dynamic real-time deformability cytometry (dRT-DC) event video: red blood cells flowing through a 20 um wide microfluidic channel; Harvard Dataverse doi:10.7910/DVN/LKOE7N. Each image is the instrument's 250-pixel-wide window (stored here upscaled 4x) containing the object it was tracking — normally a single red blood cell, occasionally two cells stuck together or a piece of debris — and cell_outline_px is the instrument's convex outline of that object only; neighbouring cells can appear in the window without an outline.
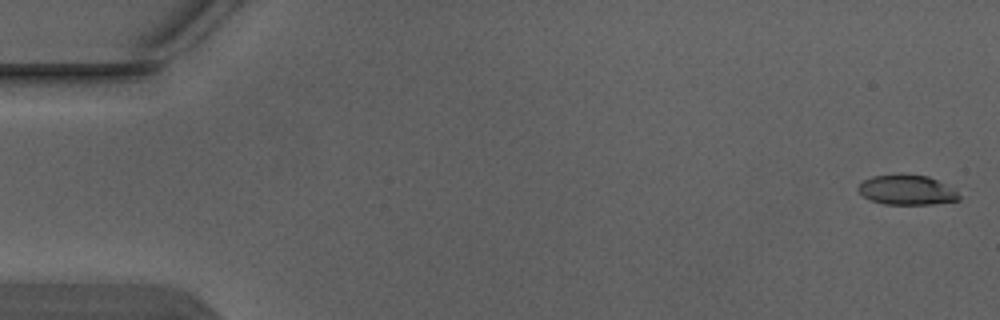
{"species": "Egyptian fruit bat (a non-hibernating species)", "species_latin": "Rousettus aegyptiacus", "temperature_condition": "warm", "stored_images_in_passage": 4, "camera_frame_rate_fps": 3000, "um_per_image_px": 0.085, "animal": {"sex": "male"}, "frame": {"image": 1, "passage_image": 1, "time_ms": 0.0, "image_size_px": [1000, 320], "cell_outline_px": [[960, 200], [932, 204], [884, 204], [872, 200], [864, 196], [856, 188], [864, 180], [872, 176], [900, 172], [928, 176], [936, 180], [956, 192], [960, 196]], "centroid_in_image_um": [77.03, 16.12], "position_along_channel_um": 8.0, "area_um2": 17.57}}
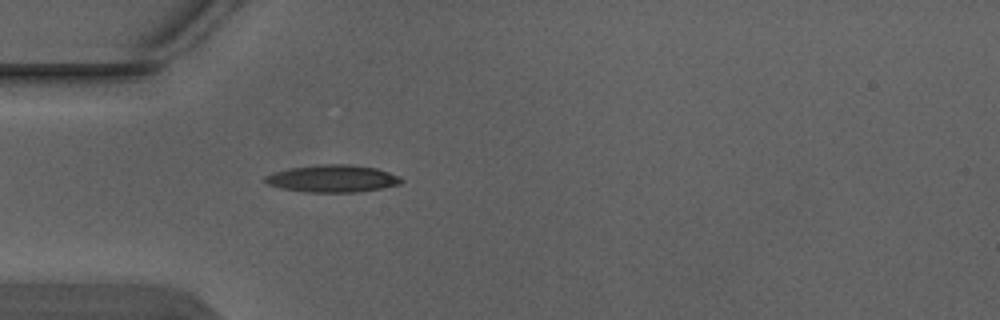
{"frame": {"image": 2, "passage_image": 4, "time_ms": 1.0, "image_size_px": [1000, 320], "cell_outline_px": [[404, 180], [400, 184], [380, 188], [356, 192], [304, 192], [284, 188], [268, 184], [264, 180], [264, 176], [288, 168], [320, 164], [348, 164], [376, 168], [400, 176]], "centroid_in_image_um": [28.28, 15.17], "position_along_channel_um": 56.7, "area_um2": 21.5}}